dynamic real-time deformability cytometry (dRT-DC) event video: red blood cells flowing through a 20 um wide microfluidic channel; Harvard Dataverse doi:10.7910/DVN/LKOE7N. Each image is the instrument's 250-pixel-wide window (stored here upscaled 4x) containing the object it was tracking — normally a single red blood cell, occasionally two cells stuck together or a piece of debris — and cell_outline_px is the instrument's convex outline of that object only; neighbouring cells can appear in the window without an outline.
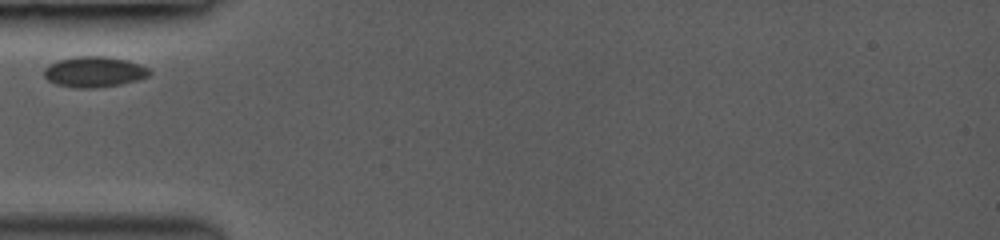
{"species": "common noctule bat (a hibernating species)", "species_latin": "Nyctalus noctula", "temperature_condition": "room temperature", "stored_images_in_passage": 16, "camera_frame_rate_fps": 3000, "um_per_image_px": 0.085, "animal": {"sex": "female", "body_mass_g": 19.0, "forearm_length_mm": 53.3}, "frame": {"image": 1, "passage_image": 1, "time_ms": 0.0, "image_size_px": [1000, 240], "cell_outline_px": [[152, 72], [148, 76], [136, 80], [120, 84], [96, 88], [76, 88], [56, 84], [48, 80], [44, 76], [44, 68], [48, 64], [60, 60], [76, 56], [108, 56], [128, 60], [140, 64], [148, 68]], "centroid_in_image_um": [8.01, 6.1], "position_along_channel_um": 77.0, "area_um2": 18.9}}
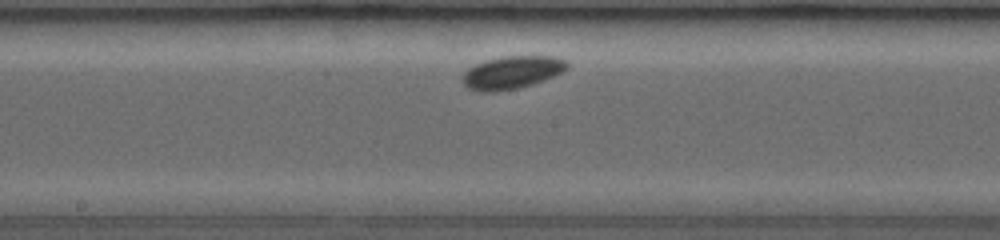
{"frame": {"image": 2, "passage_image": 6, "time_ms": 3.333, "image_size_px": [1000, 240], "cell_outline_px": [[568, 68], [544, 80], [532, 84], [516, 88], [496, 92], [476, 92], [468, 88], [460, 80], [460, 76], [468, 68], [484, 60], [500, 56], [556, 56], [568, 60]], "centroid_in_image_um": [43.46, 6.15], "position_along_channel_um": 204.7, "area_um2": 20.29}}
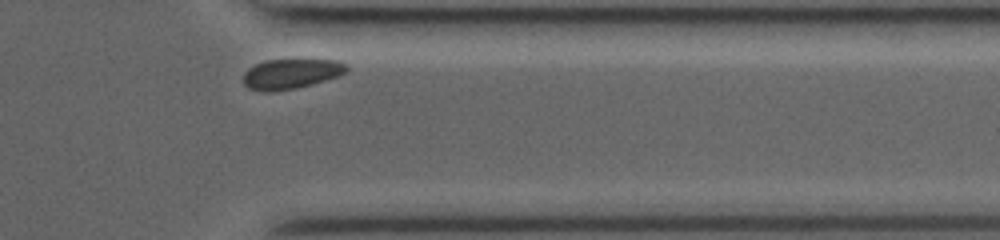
{"frame": {"image": 3, "passage_image": 16, "time_ms": 8.0, "image_size_px": [1000, 240], "cell_outline_px": [[348, 68], [340, 76], [312, 84], [296, 88], [272, 92], [264, 92], [248, 88], [244, 84], [244, 72], [248, 68], [256, 64], [268, 60], [340, 60], [348, 64]], "centroid_in_image_um": [24.75, 6.28], "position_along_channel_um": 386.6, "area_um2": 18.09}}